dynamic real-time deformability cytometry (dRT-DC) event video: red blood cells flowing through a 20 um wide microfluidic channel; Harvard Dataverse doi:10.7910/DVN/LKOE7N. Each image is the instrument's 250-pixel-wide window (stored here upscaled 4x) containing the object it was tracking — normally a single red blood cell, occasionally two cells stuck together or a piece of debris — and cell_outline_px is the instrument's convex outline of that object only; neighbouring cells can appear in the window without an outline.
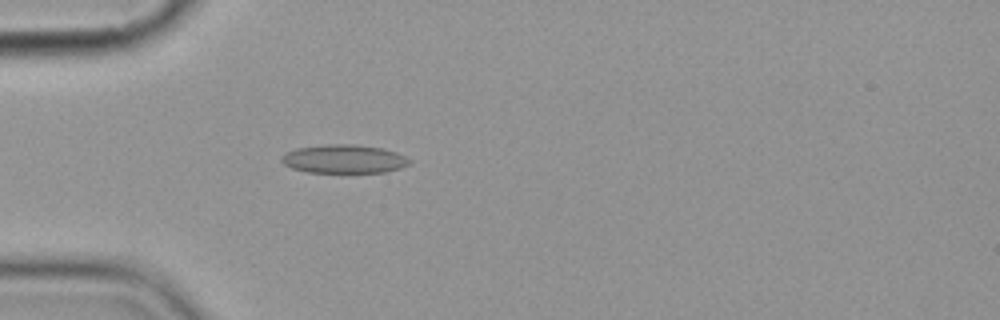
{"species": "common noctule bat (a hibernating species)", "species_latin": "Nyctalus noctula", "temperature_condition": "cold", "stored_images_in_passage": 4, "camera_frame_rate_fps": 3000, "um_per_image_px": 0.085, "animal": {"sex": "female", "body_mass_g": 19.9}, "frame": {"image": 1, "passage_image": 4, "time_ms": 4.667, "image_size_px": [1000, 320], "cell_outline_px": [[412, 160], [408, 164], [400, 168], [384, 172], [308, 172], [292, 168], [284, 164], [280, 160], [280, 156], [296, 148], [332, 144], [352, 144], [384, 148], [396, 152]], "centroid_in_image_um": [29.24, 13.51], "position_along_channel_um": 55.8, "area_um2": 21.15}}